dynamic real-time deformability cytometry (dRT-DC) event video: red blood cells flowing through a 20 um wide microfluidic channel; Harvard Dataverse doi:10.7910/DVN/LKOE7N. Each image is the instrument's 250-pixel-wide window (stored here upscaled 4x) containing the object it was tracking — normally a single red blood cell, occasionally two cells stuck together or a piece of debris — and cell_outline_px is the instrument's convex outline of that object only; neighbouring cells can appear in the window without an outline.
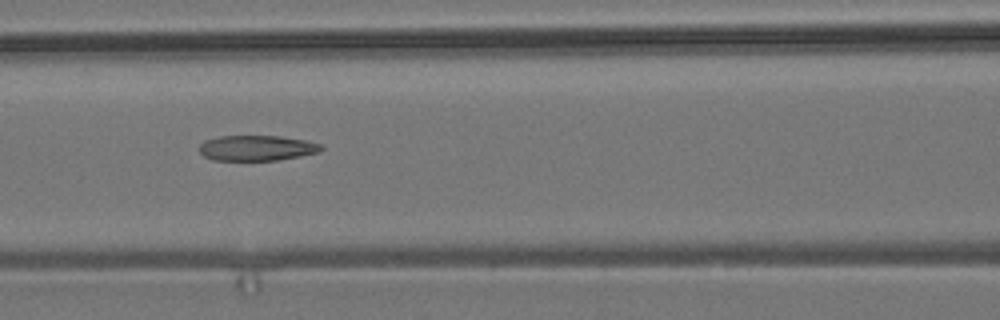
{"species": "common noctule bat (a hibernating species)", "species_latin": "Nyctalus noctula", "temperature_condition": "room temperature", "stored_images_in_passage": 4, "camera_frame_rate_fps": 3000, "um_per_image_px": 0.085, "animal": {"sex": "male", "body_mass_g": 19.2, "forearm_length_mm": 51.8}, "frame": {"image": 1, "passage_image": 3, "time_ms": 0.667, "image_size_px": [1000, 320], "cell_outline_px": [[324, 148], [320, 152], [300, 156], [276, 160], [212, 160], [204, 156], [200, 152], [200, 144], [204, 140], [220, 136], [280, 136], [304, 140], [320, 144]], "centroid_in_image_um": [21.82, 12.58], "position_along_channel_um": 144.8, "area_um2": 17.98}}
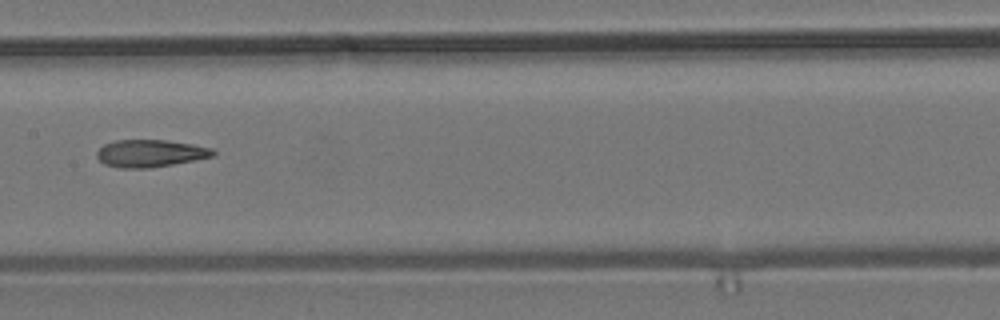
{"frame": {"image": 2, "passage_image": 4, "time_ms": 1.0, "image_size_px": [1000, 320], "cell_outline_px": [[216, 156], [172, 164], [148, 168], [120, 168], [104, 164], [96, 156], [96, 152], [104, 144], [116, 140], [168, 140], [192, 144], [212, 148], [216, 152]], "centroid_in_image_um": [12.78, 13.03], "position_along_channel_um": 194.6, "area_um2": 18.55}}